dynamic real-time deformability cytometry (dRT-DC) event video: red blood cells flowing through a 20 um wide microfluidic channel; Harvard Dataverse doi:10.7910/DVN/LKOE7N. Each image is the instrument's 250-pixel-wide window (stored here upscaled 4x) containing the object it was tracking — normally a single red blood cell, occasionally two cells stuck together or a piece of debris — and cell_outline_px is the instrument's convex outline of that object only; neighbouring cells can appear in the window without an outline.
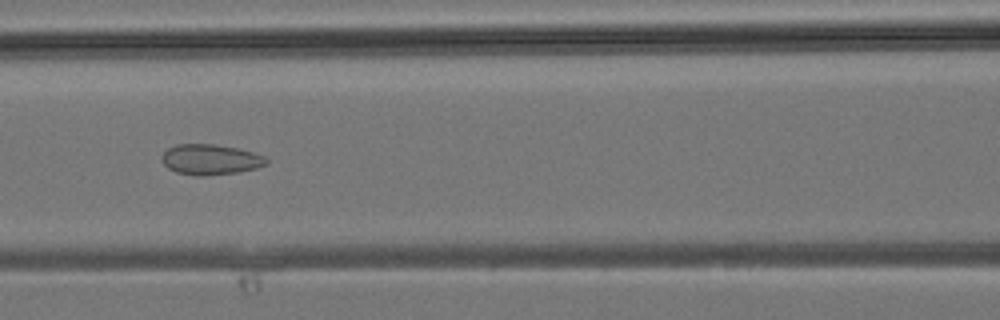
{"species": "common noctule bat (a hibernating species)", "species_latin": "Nyctalus noctula", "temperature_condition": "room temperature", "stored_images_in_passage": 16, "camera_frame_rate_fps": 3000, "um_per_image_px": 0.085, "animal": {"sex": "male", "body_mass_g": 19.2, "forearm_length_mm": 51.8}, "frame": {"image": 1, "passage_image": 11, "time_ms": 3.333, "image_size_px": [1000, 320], "cell_outline_px": [[268, 164], [256, 168], [236, 172], [204, 176], [196, 176], [176, 172], [168, 168], [160, 160], [160, 156], [168, 148], [176, 144], [216, 144], [236, 148], [252, 152], [264, 156], [268, 160]], "centroid_in_image_um": [17.85, 13.56], "position_along_channel_um": 148.7, "area_um2": 18.61}}
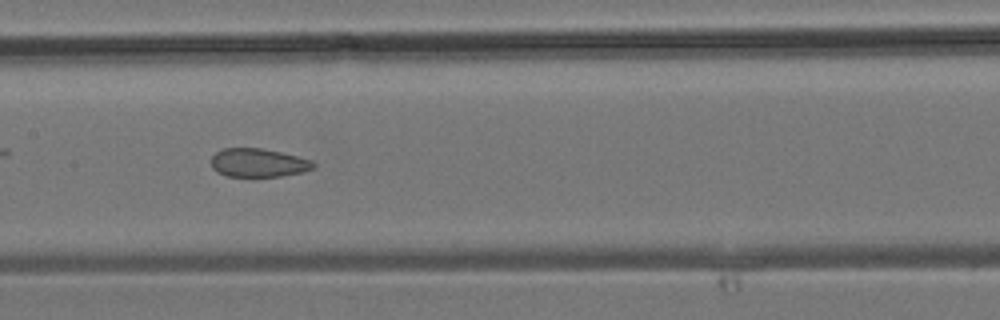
{"frame": {"image": 2, "passage_image": 13, "time_ms": 4.0, "image_size_px": [1000, 320], "cell_outline_px": [[316, 164], [312, 168], [304, 172], [280, 176], [228, 176], [216, 172], [212, 168], [212, 156], [216, 152], [224, 148], [260, 148], [280, 152], [312, 160]], "centroid_in_image_um": [21.95, 13.83], "position_along_channel_um": 185.5, "area_um2": 16.88}}
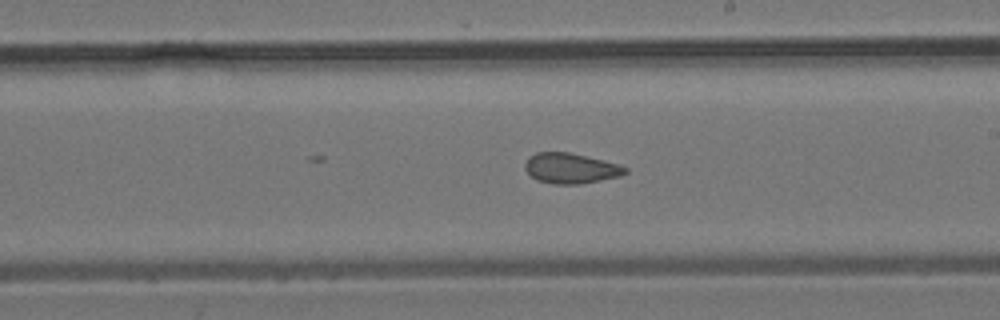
{"frame": {"image": 3, "passage_image": 16, "time_ms": 5.0, "image_size_px": [1000, 320], "cell_outline_px": [[628, 172], [620, 176], [580, 184], [552, 184], [536, 180], [524, 168], [524, 164], [528, 156], [536, 152], [568, 152], [620, 164], [628, 168]], "centroid_in_image_um": [48.5, 14.3], "position_along_channel_um": 240.5, "area_um2": 17.8}}